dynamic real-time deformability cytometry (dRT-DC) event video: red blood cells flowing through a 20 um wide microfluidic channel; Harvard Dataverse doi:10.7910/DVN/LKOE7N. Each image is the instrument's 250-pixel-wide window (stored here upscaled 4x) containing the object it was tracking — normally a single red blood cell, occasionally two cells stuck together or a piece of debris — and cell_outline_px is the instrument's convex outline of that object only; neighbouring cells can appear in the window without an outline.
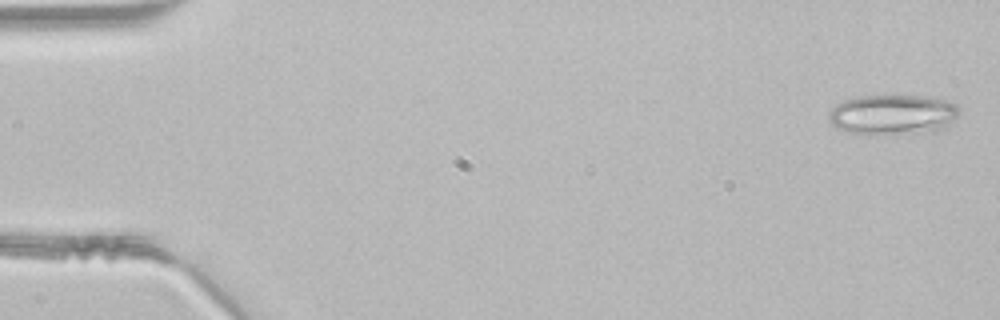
{"species": "common noctule bat (a hibernating species)", "species_latin": "Nyctalus noctula", "temperature_condition": "room temperature", "stored_images_in_passage": 45, "camera_frame_rate_fps": 3000, "um_per_image_px": 0.085, "animal": {"sex": "male", "body_mass_g": 21.5, "forearm_length_mm": 52.0}, "frame": {"image": 1, "passage_image": 1, "time_ms": 0.0, "image_size_px": [1000, 320], "cell_outline_px": [[960, 112], [944, 128], [876, 136], [868, 136], [848, 132], [836, 128], [828, 120], [828, 116], [832, 108], [836, 104], [852, 96], [924, 96], [948, 100], [956, 104], [960, 108]], "centroid_in_image_um": [75.81, 9.74], "position_along_channel_um": 9.2, "area_um2": 30.63}}
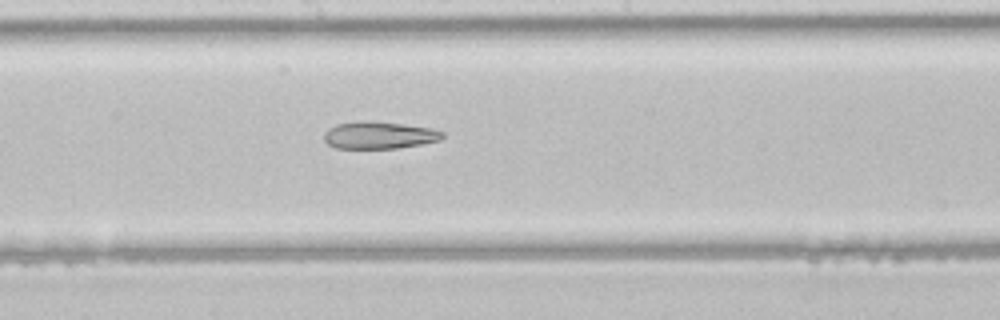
{"frame": {"image": 2, "passage_image": 24, "time_ms": 7.667, "image_size_px": [1000, 320], "cell_outline_px": [[444, 136], [440, 140], [420, 144], [396, 148], [336, 148], [328, 144], [324, 140], [324, 132], [328, 128], [336, 124], [360, 120], [404, 124], [432, 128], [444, 132]], "centroid_in_image_um": [32.21, 11.48], "position_along_channel_um": 216.0, "area_um2": 18.79}}
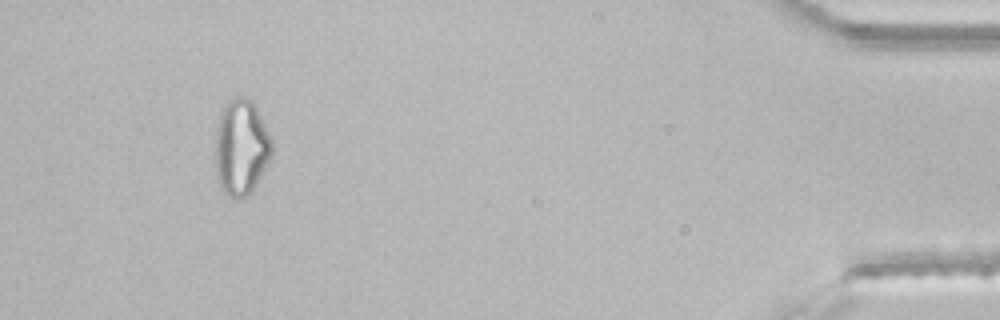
{"frame": {"image": 3, "passage_image": 42, "time_ms": 13.667, "image_size_px": [1000, 320], "cell_outline_px": [[272, 156], [252, 192], [240, 200], [236, 200], [228, 196], [220, 188], [216, 176], [216, 128], [220, 112], [228, 100], [236, 96], [244, 96], [252, 100], [272, 140]], "centroid_in_image_um": [20.49, 12.55], "position_along_channel_um": 414.7, "area_um2": 31.91}}